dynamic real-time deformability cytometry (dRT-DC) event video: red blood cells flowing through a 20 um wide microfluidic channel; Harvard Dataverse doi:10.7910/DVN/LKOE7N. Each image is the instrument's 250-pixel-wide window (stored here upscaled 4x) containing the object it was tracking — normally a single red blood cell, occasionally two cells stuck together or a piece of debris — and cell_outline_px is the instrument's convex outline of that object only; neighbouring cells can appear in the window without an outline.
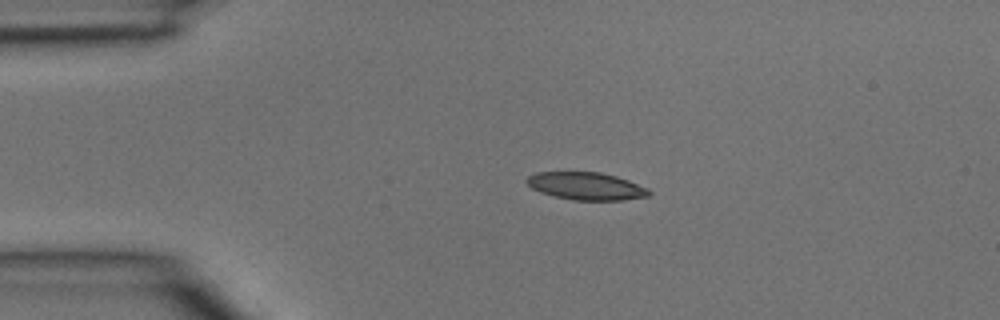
{"species": "common noctule bat (a hibernating species)", "species_latin": "Nyctalus noctula", "temperature_condition": "room temperature", "stored_images_in_passage": 3, "camera_frame_rate_fps": 3000, "um_per_image_px": 0.085, "animal": {"sex": "male", "body_mass_g": 15.6}, "frame": {"image": 1, "passage_image": 1, "time_ms": 0.0, "image_size_px": [1000, 320], "cell_outline_px": [[652, 192], [648, 196], [620, 200], [572, 200], [540, 192], [532, 188], [524, 180], [528, 176], [536, 172], [600, 172], [616, 176], [628, 180], [648, 188]], "centroid_in_image_um": [49.82, 15.81], "position_along_channel_um": 35.2, "area_um2": 19.59}}